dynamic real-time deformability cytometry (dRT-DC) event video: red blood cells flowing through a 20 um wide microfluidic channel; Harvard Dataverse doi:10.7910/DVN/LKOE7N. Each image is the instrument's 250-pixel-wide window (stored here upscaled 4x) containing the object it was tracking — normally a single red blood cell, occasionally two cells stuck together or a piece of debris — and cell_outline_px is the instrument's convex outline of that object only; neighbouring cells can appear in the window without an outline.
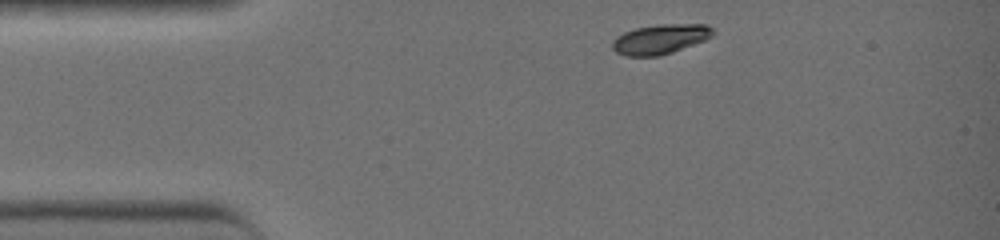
{"species": "common noctule bat (a hibernating species)", "species_latin": "Nyctalus noctula", "temperature_condition": "warm", "stored_images_in_passage": 31, "camera_frame_rate_fps": 3000, "um_per_image_px": 0.085, "animal": {"sex": "female", "body_mass_g": 19.0, "forearm_length_mm": 51.5}, "frame": {"image": 1, "passage_image": 1, "time_ms": 0.0, "image_size_px": [1000, 240], "cell_outline_px": [[716, 32], [712, 36], [704, 40], [672, 52], [660, 56], [628, 56], [616, 52], [612, 48], [612, 40], [616, 36], [624, 32], [636, 28], [656, 24], [708, 24]], "centroid_in_image_um": [56.12, 3.31], "position_along_channel_um": 28.9, "area_um2": 17.51}}
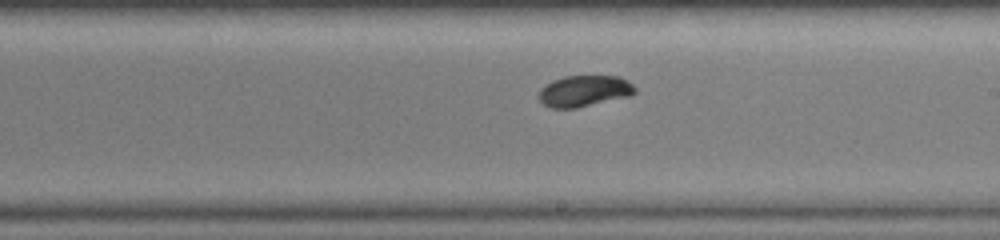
{"frame": {"image": 2, "passage_image": 18, "time_ms": 5.667, "image_size_px": [1000, 240], "cell_outline_px": [[636, 92], [632, 96], [576, 108], [552, 108], [544, 104], [536, 96], [540, 88], [544, 84], [552, 80], [564, 76], [620, 76], [628, 80], [636, 88]], "centroid_in_image_um": [49.66, 7.73], "position_along_channel_um": 239.3, "area_um2": 17.86}}
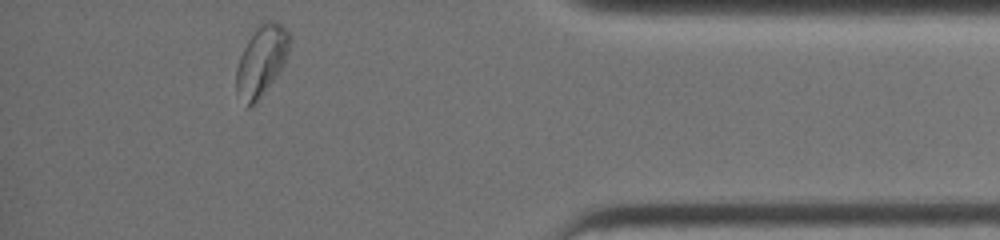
{"frame": {"image": 3, "passage_image": 31, "time_ms": 10.0, "image_size_px": [1000, 240], "cell_outline_px": [[292, 40], [284, 64], [260, 100], [252, 108], [244, 108], [236, 92], [236, 68], [240, 56], [248, 40], [256, 28], [264, 20], [272, 20], [280, 24], [292, 36]], "centroid_in_image_um": [22.21, 5.23], "position_along_channel_um": 413.0, "area_um2": 22.31}, "authors_computed_cell_mechanics": {"area_um2": 17.7446, "velocity_mm_per_s": 4.5687, "shape_relaxation_time_tau1_ms": 2.0072, "shape_relaxation_time_tau2_ms": null, "deformation_change_tau1": 0.1364, "deformation_change_tau2": null}}